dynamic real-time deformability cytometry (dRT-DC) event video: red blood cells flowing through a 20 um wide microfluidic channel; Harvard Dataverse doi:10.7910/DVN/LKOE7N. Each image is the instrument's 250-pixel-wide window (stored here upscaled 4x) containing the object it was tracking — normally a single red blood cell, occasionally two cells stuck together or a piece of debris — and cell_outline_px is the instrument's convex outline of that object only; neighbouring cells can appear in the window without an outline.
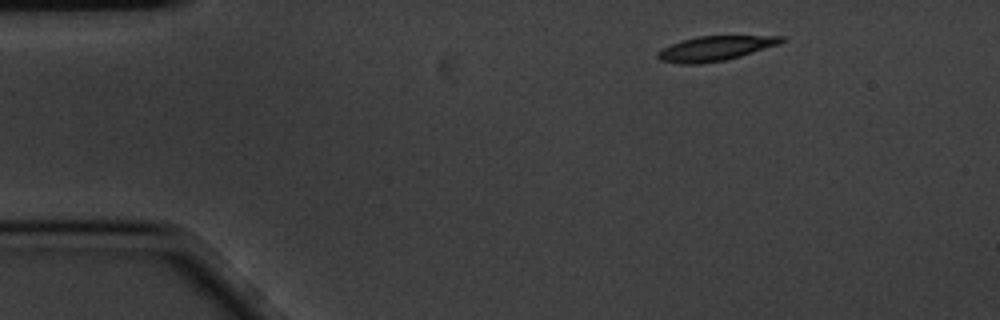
{"species": "common noctule bat (a hibernating species)", "species_latin": "Nyctalus noctula", "temperature_condition": "cold", "stored_images_in_passage": 6, "camera_frame_rate_fps": 3000, "um_per_image_px": 0.085, "animal": {"sex": "male", "body_mass_g": 20.1, "forearm_length_mm": 53.5}, "frame": {"image": 1, "passage_image": 1, "time_ms": 0.0, "image_size_px": [1000, 320], "cell_outline_px": [[784, 40], [776, 44], [740, 56], [724, 60], [700, 64], [680, 64], [660, 60], [656, 56], [656, 52], [680, 40], [696, 36], [784, 36]], "centroid_in_image_um": [60.7, 4.12], "position_along_channel_um": 24.3, "area_um2": 17.51}}
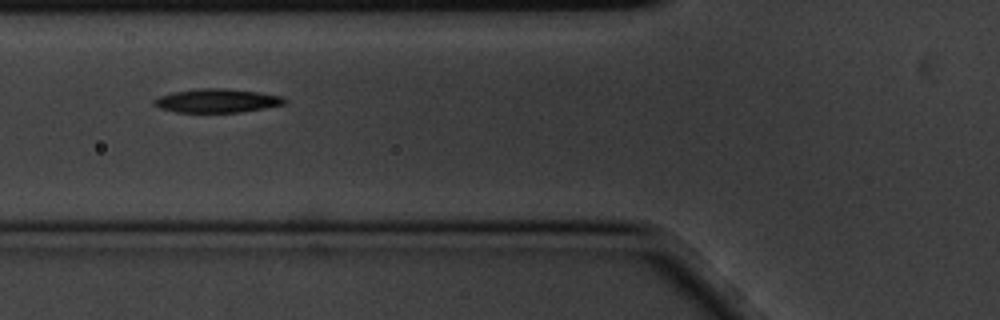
{"frame": {"image": 2, "passage_image": 5, "time_ms": 1.333, "image_size_px": [1000, 320], "cell_outline_px": [[288, 100], [284, 104], [264, 108], [240, 112], [176, 112], [160, 108], [152, 104], [152, 100], [160, 96], [172, 92], [200, 88], [224, 88], [260, 92], [284, 96]], "centroid_in_image_um": [18.45, 8.55], "position_along_channel_um": 107.3, "area_um2": 18.15}}
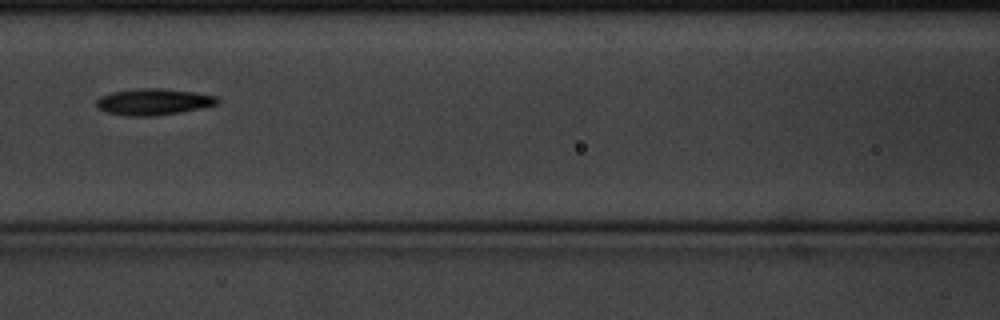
{"frame": {"image": 3, "passage_image": 6, "time_ms": 1.667, "image_size_px": [1000, 320], "cell_outline_px": [[220, 104], [180, 112], [156, 116], [128, 116], [108, 112], [96, 108], [96, 100], [100, 96], [112, 92], [140, 88], [160, 88], [196, 92], [216, 96], [220, 100]], "centroid_in_image_um": [13.06, 8.65], "position_along_channel_um": 153.5, "area_um2": 18.73}}